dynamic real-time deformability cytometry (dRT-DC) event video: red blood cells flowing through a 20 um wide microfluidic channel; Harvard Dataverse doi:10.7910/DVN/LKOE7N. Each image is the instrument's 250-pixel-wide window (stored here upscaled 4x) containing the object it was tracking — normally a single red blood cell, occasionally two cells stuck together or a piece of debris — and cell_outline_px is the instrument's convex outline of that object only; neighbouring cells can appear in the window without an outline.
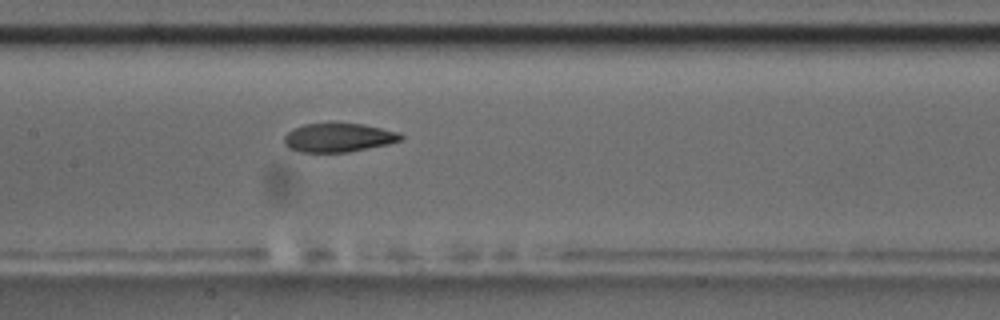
{"species": "common noctule bat (a hibernating species)", "species_latin": "Nyctalus noctula", "temperature_condition": "room temperature", "stored_images_in_passage": 8, "camera_frame_rate_fps": 3000, "um_per_image_px": 0.085, "animal": {"sex": "male", "body_mass_g": 17.5, "forearm_length_mm": 52.3}, "frame": {"image": 1, "passage_image": 8, "time_ms": 7.667, "image_size_px": [1000, 320], "cell_outline_px": [[404, 140], [388, 144], [348, 152], [296, 152], [288, 148], [284, 144], [284, 136], [292, 128], [304, 124], [364, 124], [400, 132], [404, 136]], "centroid_in_image_um": [28.77, 11.71], "position_along_channel_um": 178.6, "area_um2": 19.71}}